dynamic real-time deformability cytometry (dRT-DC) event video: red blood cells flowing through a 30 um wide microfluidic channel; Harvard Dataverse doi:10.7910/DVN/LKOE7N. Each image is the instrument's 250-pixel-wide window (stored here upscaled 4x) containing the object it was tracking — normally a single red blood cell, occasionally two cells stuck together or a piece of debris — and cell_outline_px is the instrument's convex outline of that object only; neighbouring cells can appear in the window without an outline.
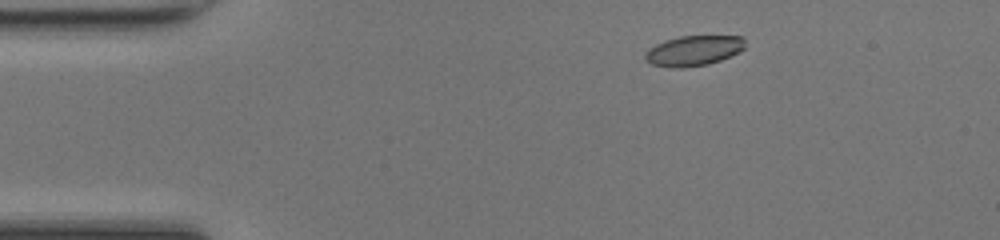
{"species": "common noctule bat (a hibernating species)", "species_latin": "Nyctalus noctula", "temperature_condition": "room temperature", "stored_images_in_passage": 41, "camera_frame_rate_fps": 3000, "um_per_image_px": 0.085, "animal": {"sex": "female", "body_mass_g": 17.0, "forearm_length_mm": 48.0}, "frame": {"image": 1, "passage_image": 1, "time_ms": 0.0, "image_size_px": [1000, 240], "cell_outline_px": [[744, 48], [720, 60], [708, 64], [680, 68], [652, 64], [644, 60], [644, 52], [648, 48], [664, 40], [680, 36], [744, 36]], "centroid_in_image_um": [58.9, 4.29], "position_along_channel_um": 26.1, "area_um2": 17.46}}
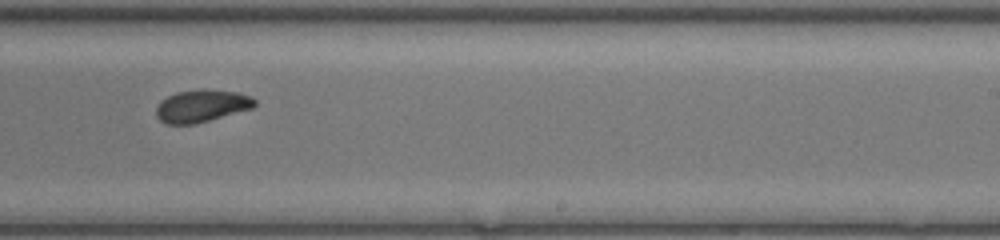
{"frame": {"image": 2, "passage_image": 23, "time_ms": 7.333, "image_size_px": [1000, 240], "cell_outline_px": [[256, 104], [252, 108], [208, 120], [192, 124], [168, 124], [160, 120], [156, 116], [156, 108], [160, 100], [176, 92], [200, 88], [204, 88], [236, 92], [252, 96], [256, 100]], "centroid_in_image_um": [17.12, 8.97], "position_along_channel_um": 271.9, "area_um2": 18.61}}
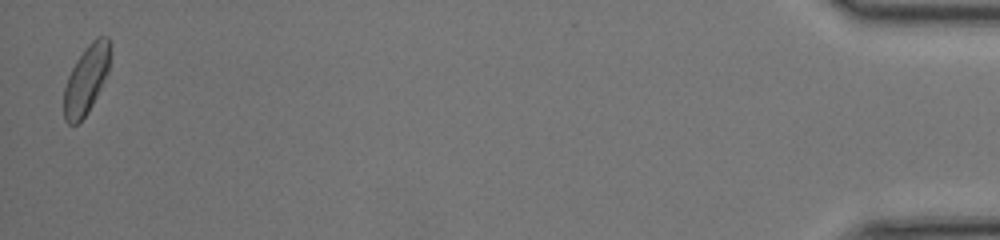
{"frame": {"image": 3, "passage_image": 41, "time_ms": 13.333, "image_size_px": [1000, 240], "cell_outline_px": [[112, 44], [108, 72], [88, 112], [76, 124], [68, 124], [64, 120], [64, 88], [68, 76], [76, 60], [84, 48], [96, 36], [108, 36]], "centroid_in_image_um": [7.35, 6.7], "position_along_channel_um": 427.9, "area_um2": 18.55}, "authors_computed_cell_mechanics": {"area_um2": 18.496, "velocity_mm_per_s": 4.2775, "shape_relaxation_time_tau1_ms": 3.813, "shape_relaxation_time_tau2_ms": 2.3148, "deformation_change_tau1": 0.1345, "deformation_change_tau2": 0.0548}}